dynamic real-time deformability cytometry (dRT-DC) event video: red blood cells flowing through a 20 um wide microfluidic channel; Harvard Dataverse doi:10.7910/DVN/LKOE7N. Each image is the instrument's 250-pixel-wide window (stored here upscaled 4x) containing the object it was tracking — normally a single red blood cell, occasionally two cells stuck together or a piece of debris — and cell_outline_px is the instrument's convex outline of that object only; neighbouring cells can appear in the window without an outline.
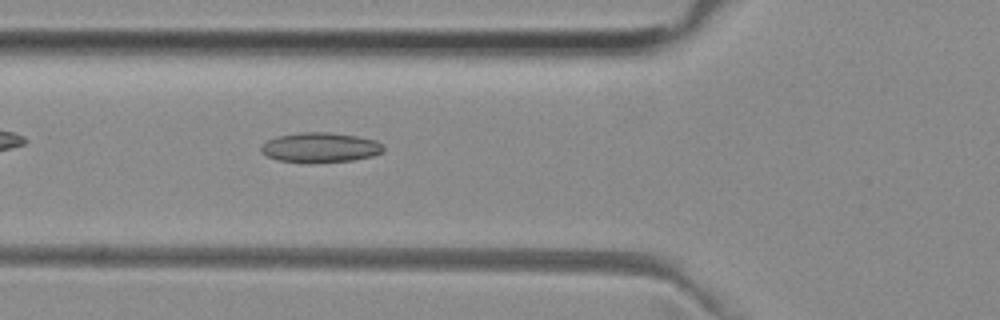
{"species": "common noctule bat (a hibernating species)", "species_latin": "Nyctalus noctula", "temperature_condition": "room temperature", "stored_images_in_passage": 37, "camera_frame_rate_fps": 3000, "um_per_image_px": 0.085, "animal": {"sex": "female", "body_mass_g": 29.2, "forearm_length_mm": 56.3}, "frame": {"image": 1, "passage_image": 4, "time_ms": 1.0, "image_size_px": [1000, 320], "cell_outline_px": [[384, 148], [380, 152], [372, 156], [352, 160], [304, 164], [276, 160], [260, 152], [260, 144], [276, 136], [300, 132], [328, 132], [356, 136], [376, 140], [384, 144]], "centroid_in_image_um": [27.16, 12.55], "position_along_channel_um": 98.6, "area_um2": 21.68}}
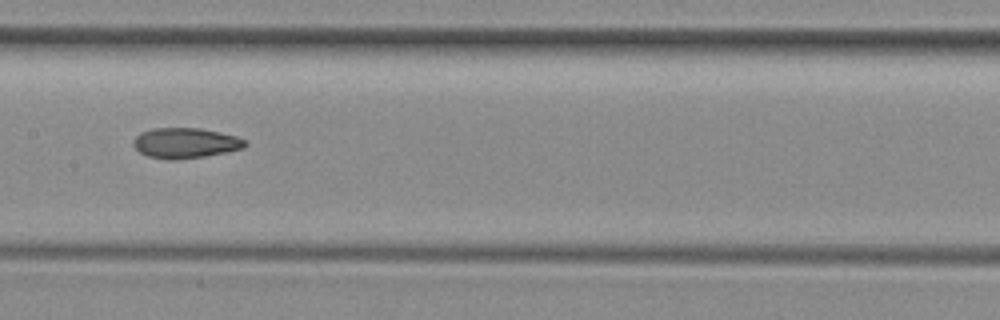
{"frame": {"image": 2, "passage_image": 11, "time_ms": 3.333, "image_size_px": [1000, 320], "cell_outline_px": [[248, 144], [244, 148], [228, 152], [204, 156], [176, 160], [168, 160], [148, 156], [140, 152], [132, 144], [132, 140], [140, 132], [152, 128], [200, 128], [220, 132], [236, 136], [244, 140]], "centroid_in_image_um": [15.74, 12.15], "position_along_channel_um": 191.7, "area_um2": 19.88}}
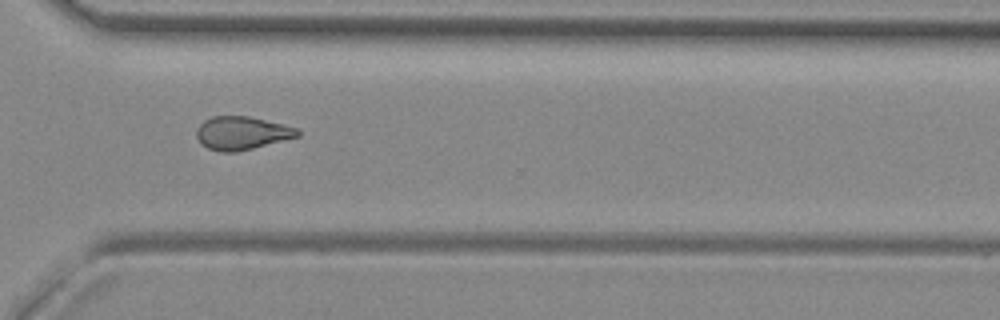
{"frame": {"image": 3, "passage_image": 23, "time_ms": 7.333, "image_size_px": [1000, 320], "cell_outline_px": [[300, 136], [236, 152], [220, 152], [208, 148], [200, 144], [196, 136], [196, 132], [200, 124], [204, 120], [212, 116], [248, 116], [296, 128], [300, 132]], "centroid_in_image_um": [20.5, 11.32], "position_along_channel_um": 350.1, "area_um2": 19.36}, "authors_computed_cell_mechanics": {"area_um2": 19.5942, "velocity_mm_per_s": 3.9719, "shape_relaxation_time_tau1_ms": null, "shape_relaxation_time_tau2_ms": 3.8933, "deformation_change_tau1": null, "deformation_change_tau2": 0.1127}}